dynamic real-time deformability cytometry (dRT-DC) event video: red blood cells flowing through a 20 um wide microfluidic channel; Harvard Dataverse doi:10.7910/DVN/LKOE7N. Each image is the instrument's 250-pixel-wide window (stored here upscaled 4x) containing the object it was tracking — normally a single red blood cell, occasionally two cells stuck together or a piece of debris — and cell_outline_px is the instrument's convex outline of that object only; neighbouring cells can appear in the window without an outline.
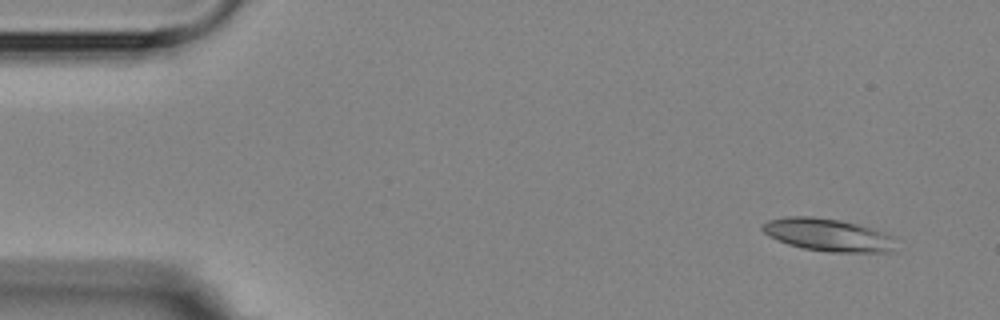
{"species": "Egyptian fruit bat (a non-hibernating species)", "species_latin": "Rousettus aegyptiacus", "temperature_condition": "room temperature", "stored_images_in_passage": 14, "camera_frame_rate_fps": 3000, "um_per_image_px": 0.085, "animal": {"sex": "female"}, "frame": {"image": 1, "passage_image": 1, "time_ms": 0.0, "image_size_px": [1000, 320], "cell_outline_px": [[896, 252], [828, 252], [804, 248], [788, 244], [768, 236], [760, 228], [768, 220], [784, 216], [812, 216], [840, 220], [872, 228], [896, 236]], "centroid_in_image_um": [70.44, 19.97], "position_along_channel_um": 14.6, "area_um2": 25.72}}
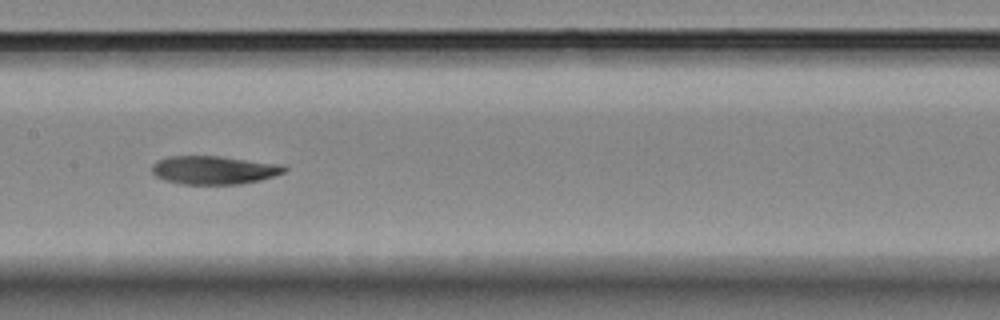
{"frame": {"image": 2, "passage_image": 7, "time_ms": 7.667, "image_size_px": [1000, 320], "cell_outline_px": [[288, 168], [284, 172], [260, 180], [240, 184], [180, 184], [164, 180], [156, 176], [152, 172], [152, 164], [156, 160], [168, 156], [220, 156], [284, 164]], "centroid_in_image_um": [18.18, 14.44], "position_along_channel_um": 189.2, "area_um2": 22.08}}
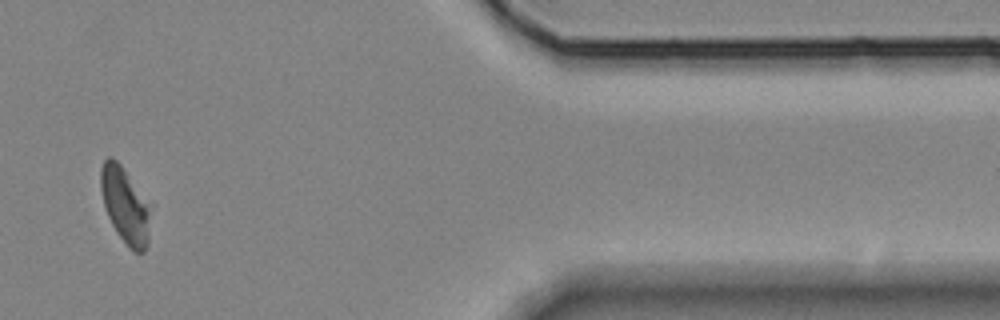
{"frame": {"image": 3, "passage_image": 12, "time_ms": 14.667, "image_size_px": [1000, 320], "cell_outline_px": [[148, 244], [144, 252], [132, 252], [128, 248], [116, 232], [108, 216], [104, 204], [100, 188], [100, 168], [104, 160], [108, 156], [112, 156], [120, 164], [148, 208]], "centroid_in_image_um": [10.56, 17.49], "position_along_channel_um": 400.8, "area_um2": 21.04}, "authors_computed_cell_mechanics": {"area_um2": 22.4553, "velocity_mm_per_s": 3.5962, "shape_relaxation_time_tau1_ms": 9.0462, "shape_relaxation_time_tau2_ms": 5.6172, "deformation_change_tau1": 0.1807, "deformation_change_tau2": 0.0916}}